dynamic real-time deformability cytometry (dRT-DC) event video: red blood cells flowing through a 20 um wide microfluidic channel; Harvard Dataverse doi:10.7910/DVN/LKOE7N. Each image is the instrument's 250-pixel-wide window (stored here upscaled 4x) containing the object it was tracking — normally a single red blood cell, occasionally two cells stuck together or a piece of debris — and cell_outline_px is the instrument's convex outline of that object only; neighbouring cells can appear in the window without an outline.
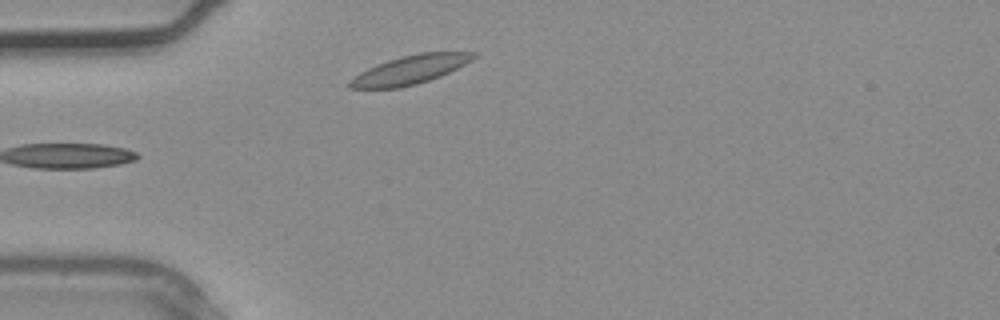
{"species": "common noctule bat (a hibernating species)", "species_latin": "Nyctalus noctula", "temperature_condition": "warm", "stored_images_in_passage": 1, "camera_frame_rate_fps": 3000, "um_per_image_px": 0.085, "animal": {"sex": "male", "body_mass_g": 20.4}, "frame": {"image": 1, "passage_image": 1, "time_ms": 0.0, "image_size_px": [1000, 320], "cell_outline_px": [[476, 56], [472, 60], [440, 76], [416, 84], [400, 88], [348, 88], [348, 80], [360, 72], [368, 68], [388, 60], [420, 52], [476, 52]], "centroid_in_image_um": [34.82, 5.93], "position_along_channel_um": 50.2, "area_um2": 20.4}}